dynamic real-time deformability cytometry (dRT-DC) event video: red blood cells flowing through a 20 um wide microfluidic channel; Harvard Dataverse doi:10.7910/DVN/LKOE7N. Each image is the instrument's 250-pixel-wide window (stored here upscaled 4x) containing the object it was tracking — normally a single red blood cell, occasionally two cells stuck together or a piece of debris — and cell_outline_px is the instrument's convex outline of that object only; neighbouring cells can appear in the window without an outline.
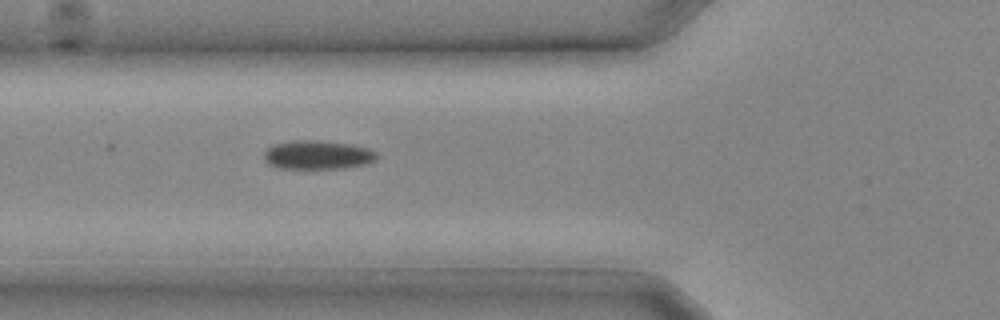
{"species": "common noctule bat (a hibernating species)", "species_latin": "Nyctalus noctula", "temperature_condition": "cold", "stored_images_in_passage": 2, "camera_frame_rate_fps": 3000, "um_per_image_px": 0.085, "animal": {"sex": "male", "body_mass_g": 20.4}, "frame": {"image": 1, "passage_image": 2, "time_ms": 0.333, "image_size_px": [1000, 320], "cell_outline_px": [[380, 156], [376, 160], [364, 164], [344, 168], [280, 168], [268, 164], [264, 160], [264, 152], [272, 144], [296, 140], [316, 140], [352, 144], [368, 148], [376, 152]], "centroid_in_image_um": [27.01, 13.16], "position_along_channel_um": 98.8, "area_um2": 19.02}}